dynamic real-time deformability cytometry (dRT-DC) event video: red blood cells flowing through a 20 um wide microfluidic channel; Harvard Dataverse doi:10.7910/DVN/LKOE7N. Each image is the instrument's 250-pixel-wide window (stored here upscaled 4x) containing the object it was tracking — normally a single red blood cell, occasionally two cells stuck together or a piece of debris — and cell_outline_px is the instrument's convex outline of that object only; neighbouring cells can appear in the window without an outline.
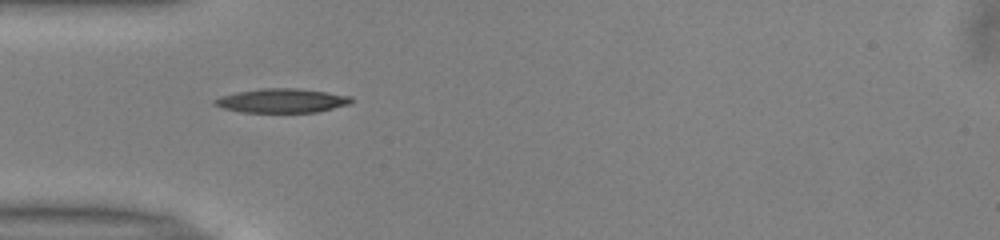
{"species": "common noctule bat (a hibernating species)", "species_latin": "Nyctalus noctula", "temperature_condition": "warm", "stored_images_in_passage": 36, "camera_frame_rate_fps": 3000, "um_per_image_px": 0.085, "animal": {"sex": "male", "body_mass_g": 13.0, "forearm_length_mm": 53.1}, "frame": {"image": 1, "passage_image": 1, "time_ms": 0.0, "image_size_px": [1000, 240], "cell_outline_px": [[352, 104], [316, 112], [240, 112], [224, 108], [212, 104], [212, 100], [220, 96], [236, 92], [260, 88], [296, 88], [328, 92], [352, 96]], "centroid_in_image_um": [23.96, 8.55], "position_along_channel_um": 61.0, "area_um2": 19.36}}
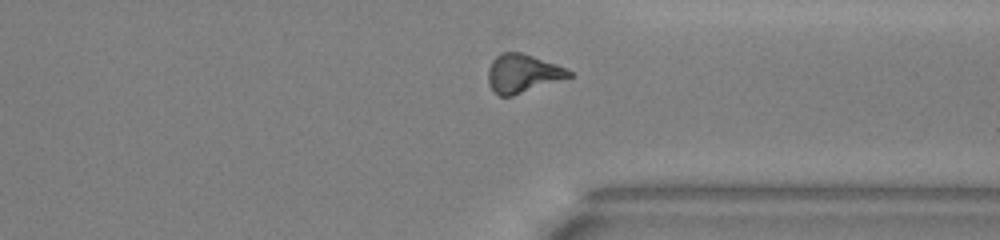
{"frame": {"image": 2, "passage_image": 24, "time_ms": 7.667, "image_size_px": [1000, 240], "cell_outline_px": [[576, 76], [512, 96], [500, 96], [488, 84], [488, 68], [492, 60], [496, 56], [504, 52], [520, 52], [556, 64], [572, 72]], "centroid_in_image_um": [44.45, 6.25], "position_along_channel_um": 367.0, "area_um2": 18.15}}
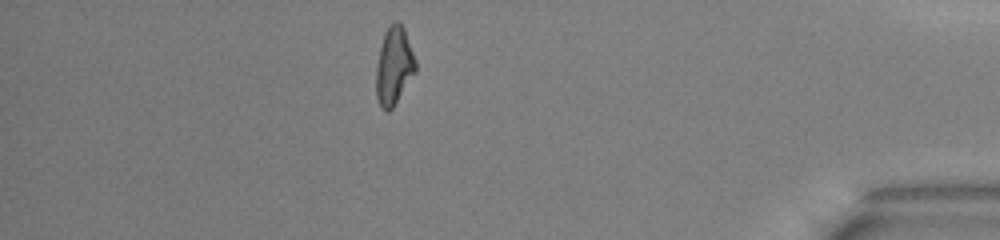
{"frame": {"image": 3, "passage_image": 30, "time_ms": 9.667, "image_size_px": [1000, 240], "cell_outline_px": [[416, 72], [392, 108], [388, 112], [384, 112], [380, 108], [376, 96], [376, 64], [384, 32], [392, 20], [400, 20], [404, 28], [416, 60]], "centroid_in_image_um": [33.48, 5.59], "position_along_channel_um": 401.7, "area_um2": 18.21}, "authors_computed_cell_mechanics": {"area_um2": 17.918, "velocity_mm_per_s": 4.0214, "shape_relaxation_time_tau1_ms": 5.5151, "shape_relaxation_time_tau2_ms": 7.3073, "deformation_change_tau1": 0.1954, "deformation_change_tau2": 0.1761}}